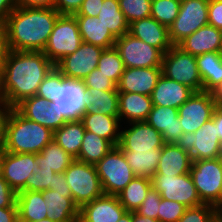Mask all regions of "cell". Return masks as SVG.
Listing matches in <instances>:
<instances>
[{
  "mask_svg": "<svg viewBox=\"0 0 222 222\" xmlns=\"http://www.w3.org/2000/svg\"><path fill=\"white\" fill-rule=\"evenodd\" d=\"M193 93L194 91L188 86L168 79L162 74L152 91L151 100L153 105L178 109Z\"/></svg>",
  "mask_w": 222,
  "mask_h": 222,
  "instance_id": "cell-25",
  "label": "cell"
},
{
  "mask_svg": "<svg viewBox=\"0 0 222 222\" xmlns=\"http://www.w3.org/2000/svg\"><path fill=\"white\" fill-rule=\"evenodd\" d=\"M105 195L116 196L135 177L121 149L114 146L95 164Z\"/></svg>",
  "mask_w": 222,
  "mask_h": 222,
  "instance_id": "cell-6",
  "label": "cell"
},
{
  "mask_svg": "<svg viewBox=\"0 0 222 222\" xmlns=\"http://www.w3.org/2000/svg\"><path fill=\"white\" fill-rule=\"evenodd\" d=\"M162 148L152 150H121L136 177L151 179L156 173Z\"/></svg>",
  "mask_w": 222,
  "mask_h": 222,
  "instance_id": "cell-31",
  "label": "cell"
},
{
  "mask_svg": "<svg viewBox=\"0 0 222 222\" xmlns=\"http://www.w3.org/2000/svg\"><path fill=\"white\" fill-rule=\"evenodd\" d=\"M53 140V132L10 108L4 123L3 151L38 154Z\"/></svg>",
  "mask_w": 222,
  "mask_h": 222,
  "instance_id": "cell-3",
  "label": "cell"
},
{
  "mask_svg": "<svg viewBox=\"0 0 222 222\" xmlns=\"http://www.w3.org/2000/svg\"><path fill=\"white\" fill-rule=\"evenodd\" d=\"M97 68L118 85L124 72L123 61L115 47L104 49L98 60Z\"/></svg>",
  "mask_w": 222,
  "mask_h": 222,
  "instance_id": "cell-39",
  "label": "cell"
},
{
  "mask_svg": "<svg viewBox=\"0 0 222 222\" xmlns=\"http://www.w3.org/2000/svg\"><path fill=\"white\" fill-rule=\"evenodd\" d=\"M186 209V206L177 201H169L161 198L158 220L160 222H177L184 215Z\"/></svg>",
  "mask_w": 222,
  "mask_h": 222,
  "instance_id": "cell-45",
  "label": "cell"
},
{
  "mask_svg": "<svg viewBox=\"0 0 222 222\" xmlns=\"http://www.w3.org/2000/svg\"><path fill=\"white\" fill-rule=\"evenodd\" d=\"M83 42L103 49L114 47L116 38L97 16H75Z\"/></svg>",
  "mask_w": 222,
  "mask_h": 222,
  "instance_id": "cell-29",
  "label": "cell"
},
{
  "mask_svg": "<svg viewBox=\"0 0 222 222\" xmlns=\"http://www.w3.org/2000/svg\"><path fill=\"white\" fill-rule=\"evenodd\" d=\"M114 145L92 132L85 131L82 146L76 160L95 165L99 162Z\"/></svg>",
  "mask_w": 222,
  "mask_h": 222,
  "instance_id": "cell-38",
  "label": "cell"
},
{
  "mask_svg": "<svg viewBox=\"0 0 222 222\" xmlns=\"http://www.w3.org/2000/svg\"><path fill=\"white\" fill-rule=\"evenodd\" d=\"M9 51L8 43H0V75L2 74L3 65Z\"/></svg>",
  "mask_w": 222,
  "mask_h": 222,
  "instance_id": "cell-59",
  "label": "cell"
},
{
  "mask_svg": "<svg viewBox=\"0 0 222 222\" xmlns=\"http://www.w3.org/2000/svg\"><path fill=\"white\" fill-rule=\"evenodd\" d=\"M63 174L79 209L104 195L95 165L75 159Z\"/></svg>",
  "mask_w": 222,
  "mask_h": 222,
  "instance_id": "cell-4",
  "label": "cell"
},
{
  "mask_svg": "<svg viewBox=\"0 0 222 222\" xmlns=\"http://www.w3.org/2000/svg\"><path fill=\"white\" fill-rule=\"evenodd\" d=\"M161 75L162 67L125 68L117 90L151 96Z\"/></svg>",
  "mask_w": 222,
  "mask_h": 222,
  "instance_id": "cell-19",
  "label": "cell"
},
{
  "mask_svg": "<svg viewBox=\"0 0 222 222\" xmlns=\"http://www.w3.org/2000/svg\"><path fill=\"white\" fill-rule=\"evenodd\" d=\"M216 222H222V206H218L216 209Z\"/></svg>",
  "mask_w": 222,
  "mask_h": 222,
  "instance_id": "cell-63",
  "label": "cell"
},
{
  "mask_svg": "<svg viewBox=\"0 0 222 222\" xmlns=\"http://www.w3.org/2000/svg\"><path fill=\"white\" fill-rule=\"evenodd\" d=\"M52 103L66 121L80 119L86 110V88L83 81L65 78L58 84V93Z\"/></svg>",
  "mask_w": 222,
  "mask_h": 222,
  "instance_id": "cell-15",
  "label": "cell"
},
{
  "mask_svg": "<svg viewBox=\"0 0 222 222\" xmlns=\"http://www.w3.org/2000/svg\"><path fill=\"white\" fill-rule=\"evenodd\" d=\"M19 222H55L54 220L48 219V218H44L42 220L39 221H19Z\"/></svg>",
  "mask_w": 222,
  "mask_h": 222,
  "instance_id": "cell-65",
  "label": "cell"
},
{
  "mask_svg": "<svg viewBox=\"0 0 222 222\" xmlns=\"http://www.w3.org/2000/svg\"><path fill=\"white\" fill-rule=\"evenodd\" d=\"M176 144L190 153L192 161L222 156V144L213 117L194 133H183Z\"/></svg>",
  "mask_w": 222,
  "mask_h": 222,
  "instance_id": "cell-9",
  "label": "cell"
},
{
  "mask_svg": "<svg viewBox=\"0 0 222 222\" xmlns=\"http://www.w3.org/2000/svg\"><path fill=\"white\" fill-rule=\"evenodd\" d=\"M202 91L211 92L222 82V52H208L196 56Z\"/></svg>",
  "mask_w": 222,
  "mask_h": 222,
  "instance_id": "cell-30",
  "label": "cell"
},
{
  "mask_svg": "<svg viewBox=\"0 0 222 222\" xmlns=\"http://www.w3.org/2000/svg\"><path fill=\"white\" fill-rule=\"evenodd\" d=\"M126 211L117 196L104 194L79 209V221L117 222Z\"/></svg>",
  "mask_w": 222,
  "mask_h": 222,
  "instance_id": "cell-20",
  "label": "cell"
},
{
  "mask_svg": "<svg viewBox=\"0 0 222 222\" xmlns=\"http://www.w3.org/2000/svg\"><path fill=\"white\" fill-rule=\"evenodd\" d=\"M84 0H55L54 8L61 15H74L77 13Z\"/></svg>",
  "mask_w": 222,
  "mask_h": 222,
  "instance_id": "cell-50",
  "label": "cell"
},
{
  "mask_svg": "<svg viewBox=\"0 0 222 222\" xmlns=\"http://www.w3.org/2000/svg\"><path fill=\"white\" fill-rule=\"evenodd\" d=\"M55 8L16 7L6 18L10 51H44L57 18Z\"/></svg>",
  "mask_w": 222,
  "mask_h": 222,
  "instance_id": "cell-2",
  "label": "cell"
},
{
  "mask_svg": "<svg viewBox=\"0 0 222 222\" xmlns=\"http://www.w3.org/2000/svg\"><path fill=\"white\" fill-rule=\"evenodd\" d=\"M80 120L86 131L109 140L114 146L118 145L122 125L119 116H109L103 113H83Z\"/></svg>",
  "mask_w": 222,
  "mask_h": 222,
  "instance_id": "cell-28",
  "label": "cell"
},
{
  "mask_svg": "<svg viewBox=\"0 0 222 222\" xmlns=\"http://www.w3.org/2000/svg\"><path fill=\"white\" fill-rule=\"evenodd\" d=\"M52 190L57 192H71L63 173H54Z\"/></svg>",
  "mask_w": 222,
  "mask_h": 222,
  "instance_id": "cell-55",
  "label": "cell"
},
{
  "mask_svg": "<svg viewBox=\"0 0 222 222\" xmlns=\"http://www.w3.org/2000/svg\"><path fill=\"white\" fill-rule=\"evenodd\" d=\"M84 113H103L109 116H118V90L105 91L95 88H86V110Z\"/></svg>",
  "mask_w": 222,
  "mask_h": 222,
  "instance_id": "cell-32",
  "label": "cell"
},
{
  "mask_svg": "<svg viewBox=\"0 0 222 222\" xmlns=\"http://www.w3.org/2000/svg\"><path fill=\"white\" fill-rule=\"evenodd\" d=\"M42 193L48 219L55 222L79 221V207L75 204L71 192L45 190Z\"/></svg>",
  "mask_w": 222,
  "mask_h": 222,
  "instance_id": "cell-24",
  "label": "cell"
},
{
  "mask_svg": "<svg viewBox=\"0 0 222 222\" xmlns=\"http://www.w3.org/2000/svg\"><path fill=\"white\" fill-rule=\"evenodd\" d=\"M55 0H17L18 7L54 8Z\"/></svg>",
  "mask_w": 222,
  "mask_h": 222,
  "instance_id": "cell-53",
  "label": "cell"
},
{
  "mask_svg": "<svg viewBox=\"0 0 222 222\" xmlns=\"http://www.w3.org/2000/svg\"><path fill=\"white\" fill-rule=\"evenodd\" d=\"M208 24L222 31V0H209Z\"/></svg>",
  "mask_w": 222,
  "mask_h": 222,
  "instance_id": "cell-48",
  "label": "cell"
},
{
  "mask_svg": "<svg viewBox=\"0 0 222 222\" xmlns=\"http://www.w3.org/2000/svg\"><path fill=\"white\" fill-rule=\"evenodd\" d=\"M83 43L74 15H60L55 22L43 53L56 65L74 53Z\"/></svg>",
  "mask_w": 222,
  "mask_h": 222,
  "instance_id": "cell-7",
  "label": "cell"
},
{
  "mask_svg": "<svg viewBox=\"0 0 222 222\" xmlns=\"http://www.w3.org/2000/svg\"><path fill=\"white\" fill-rule=\"evenodd\" d=\"M214 123L216 125V130L220 138V142L222 144V107L216 106L213 113Z\"/></svg>",
  "mask_w": 222,
  "mask_h": 222,
  "instance_id": "cell-57",
  "label": "cell"
},
{
  "mask_svg": "<svg viewBox=\"0 0 222 222\" xmlns=\"http://www.w3.org/2000/svg\"><path fill=\"white\" fill-rule=\"evenodd\" d=\"M190 175L203 203L222 206V156L192 161Z\"/></svg>",
  "mask_w": 222,
  "mask_h": 222,
  "instance_id": "cell-5",
  "label": "cell"
},
{
  "mask_svg": "<svg viewBox=\"0 0 222 222\" xmlns=\"http://www.w3.org/2000/svg\"><path fill=\"white\" fill-rule=\"evenodd\" d=\"M54 171L52 169H40L37 173H32L22 191H39L52 190L54 182Z\"/></svg>",
  "mask_w": 222,
  "mask_h": 222,
  "instance_id": "cell-44",
  "label": "cell"
},
{
  "mask_svg": "<svg viewBox=\"0 0 222 222\" xmlns=\"http://www.w3.org/2000/svg\"><path fill=\"white\" fill-rule=\"evenodd\" d=\"M177 46L195 57L208 52H222V31L208 24L200 27Z\"/></svg>",
  "mask_w": 222,
  "mask_h": 222,
  "instance_id": "cell-22",
  "label": "cell"
},
{
  "mask_svg": "<svg viewBox=\"0 0 222 222\" xmlns=\"http://www.w3.org/2000/svg\"><path fill=\"white\" fill-rule=\"evenodd\" d=\"M104 0H84L74 16H97Z\"/></svg>",
  "mask_w": 222,
  "mask_h": 222,
  "instance_id": "cell-51",
  "label": "cell"
},
{
  "mask_svg": "<svg viewBox=\"0 0 222 222\" xmlns=\"http://www.w3.org/2000/svg\"><path fill=\"white\" fill-rule=\"evenodd\" d=\"M10 107L0 97V145L3 143L4 138V123Z\"/></svg>",
  "mask_w": 222,
  "mask_h": 222,
  "instance_id": "cell-56",
  "label": "cell"
},
{
  "mask_svg": "<svg viewBox=\"0 0 222 222\" xmlns=\"http://www.w3.org/2000/svg\"><path fill=\"white\" fill-rule=\"evenodd\" d=\"M216 103L211 92H194L178 108V118L184 133H194L213 117Z\"/></svg>",
  "mask_w": 222,
  "mask_h": 222,
  "instance_id": "cell-13",
  "label": "cell"
},
{
  "mask_svg": "<svg viewBox=\"0 0 222 222\" xmlns=\"http://www.w3.org/2000/svg\"><path fill=\"white\" fill-rule=\"evenodd\" d=\"M55 65L43 51H9L0 75V97L10 108L37 94Z\"/></svg>",
  "mask_w": 222,
  "mask_h": 222,
  "instance_id": "cell-1",
  "label": "cell"
},
{
  "mask_svg": "<svg viewBox=\"0 0 222 222\" xmlns=\"http://www.w3.org/2000/svg\"><path fill=\"white\" fill-rule=\"evenodd\" d=\"M128 33L150 46L158 48L163 54L173 46L169 39L168 28L152 17L130 23Z\"/></svg>",
  "mask_w": 222,
  "mask_h": 222,
  "instance_id": "cell-21",
  "label": "cell"
},
{
  "mask_svg": "<svg viewBox=\"0 0 222 222\" xmlns=\"http://www.w3.org/2000/svg\"><path fill=\"white\" fill-rule=\"evenodd\" d=\"M151 181L161 198L177 201L187 208L203 204L190 173L179 176L154 174Z\"/></svg>",
  "mask_w": 222,
  "mask_h": 222,
  "instance_id": "cell-11",
  "label": "cell"
},
{
  "mask_svg": "<svg viewBox=\"0 0 222 222\" xmlns=\"http://www.w3.org/2000/svg\"><path fill=\"white\" fill-rule=\"evenodd\" d=\"M132 222H160V221L150 217L140 216L135 211H132Z\"/></svg>",
  "mask_w": 222,
  "mask_h": 222,
  "instance_id": "cell-60",
  "label": "cell"
},
{
  "mask_svg": "<svg viewBox=\"0 0 222 222\" xmlns=\"http://www.w3.org/2000/svg\"><path fill=\"white\" fill-rule=\"evenodd\" d=\"M16 7L17 0H0V19L6 20Z\"/></svg>",
  "mask_w": 222,
  "mask_h": 222,
  "instance_id": "cell-54",
  "label": "cell"
},
{
  "mask_svg": "<svg viewBox=\"0 0 222 222\" xmlns=\"http://www.w3.org/2000/svg\"><path fill=\"white\" fill-rule=\"evenodd\" d=\"M35 160L40 169H52L55 173H64L75 158L52 140L40 153L35 154Z\"/></svg>",
  "mask_w": 222,
  "mask_h": 222,
  "instance_id": "cell-35",
  "label": "cell"
},
{
  "mask_svg": "<svg viewBox=\"0 0 222 222\" xmlns=\"http://www.w3.org/2000/svg\"><path fill=\"white\" fill-rule=\"evenodd\" d=\"M117 222H132V211H126Z\"/></svg>",
  "mask_w": 222,
  "mask_h": 222,
  "instance_id": "cell-62",
  "label": "cell"
},
{
  "mask_svg": "<svg viewBox=\"0 0 222 222\" xmlns=\"http://www.w3.org/2000/svg\"><path fill=\"white\" fill-rule=\"evenodd\" d=\"M151 188V179L135 176L116 196L127 211H135L141 206Z\"/></svg>",
  "mask_w": 222,
  "mask_h": 222,
  "instance_id": "cell-37",
  "label": "cell"
},
{
  "mask_svg": "<svg viewBox=\"0 0 222 222\" xmlns=\"http://www.w3.org/2000/svg\"><path fill=\"white\" fill-rule=\"evenodd\" d=\"M216 209V206L205 203L188 207L177 222H216Z\"/></svg>",
  "mask_w": 222,
  "mask_h": 222,
  "instance_id": "cell-42",
  "label": "cell"
},
{
  "mask_svg": "<svg viewBox=\"0 0 222 222\" xmlns=\"http://www.w3.org/2000/svg\"><path fill=\"white\" fill-rule=\"evenodd\" d=\"M38 163L34 153H10L3 151L1 176L8 182L16 192L26 187L29 176L37 173Z\"/></svg>",
  "mask_w": 222,
  "mask_h": 222,
  "instance_id": "cell-17",
  "label": "cell"
},
{
  "mask_svg": "<svg viewBox=\"0 0 222 222\" xmlns=\"http://www.w3.org/2000/svg\"><path fill=\"white\" fill-rule=\"evenodd\" d=\"M211 94L216 105L222 107V82L211 91Z\"/></svg>",
  "mask_w": 222,
  "mask_h": 222,
  "instance_id": "cell-58",
  "label": "cell"
},
{
  "mask_svg": "<svg viewBox=\"0 0 222 222\" xmlns=\"http://www.w3.org/2000/svg\"><path fill=\"white\" fill-rule=\"evenodd\" d=\"M85 88H95L99 90H117V85L108 76L101 73L98 68H95L83 80Z\"/></svg>",
  "mask_w": 222,
  "mask_h": 222,
  "instance_id": "cell-47",
  "label": "cell"
},
{
  "mask_svg": "<svg viewBox=\"0 0 222 222\" xmlns=\"http://www.w3.org/2000/svg\"><path fill=\"white\" fill-rule=\"evenodd\" d=\"M181 0H152L151 17L169 28L180 10Z\"/></svg>",
  "mask_w": 222,
  "mask_h": 222,
  "instance_id": "cell-40",
  "label": "cell"
},
{
  "mask_svg": "<svg viewBox=\"0 0 222 222\" xmlns=\"http://www.w3.org/2000/svg\"><path fill=\"white\" fill-rule=\"evenodd\" d=\"M2 161H3V148L2 145H0V176L2 173Z\"/></svg>",
  "mask_w": 222,
  "mask_h": 222,
  "instance_id": "cell-64",
  "label": "cell"
},
{
  "mask_svg": "<svg viewBox=\"0 0 222 222\" xmlns=\"http://www.w3.org/2000/svg\"><path fill=\"white\" fill-rule=\"evenodd\" d=\"M125 68L161 67L163 53L144 41L126 33L114 44Z\"/></svg>",
  "mask_w": 222,
  "mask_h": 222,
  "instance_id": "cell-12",
  "label": "cell"
},
{
  "mask_svg": "<svg viewBox=\"0 0 222 222\" xmlns=\"http://www.w3.org/2000/svg\"><path fill=\"white\" fill-rule=\"evenodd\" d=\"M192 159L190 153L176 143H165L155 174L184 175L190 173Z\"/></svg>",
  "mask_w": 222,
  "mask_h": 222,
  "instance_id": "cell-27",
  "label": "cell"
},
{
  "mask_svg": "<svg viewBox=\"0 0 222 222\" xmlns=\"http://www.w3.org/2000/svg\"><path fill=\"white\" fill-rule=\"evenodd\" d=\"M162 74L191 88L194 92H202V80L198 72L196 57L173 45L162 60Z\"/></svg>",
  "mask_w": 222,
  "mask_h": 222,
  "instance_id": "cell-8",
  "label": "cell"
},
{
  "mask_svg": "<svg viewBox=\"0 0 222 222\" xmlns=\"http://www.w3.org/2000/svg\"><path fill=\"white\" fill-rule=\"evenodd\" d=\"M64 79L65 76L56 67H54L41 82L36 95L53 102L58 93V84H60Z\"/></svg>",
  "mask_w": 222,
  "mask_h": 222,
  "instance_id": "cell-43",
  "label": "cell"
},
{
  "mask_svg": "<svg viewBox=\"0 0 222 222\" xmlns=\"http://www.w3.org/2000/svg\"><path fill=\"white\" fill-rule=\"evenodd\" d=\"M17 206L19 221H39L47 218V207L45 206L42 192H18Z\"/></svg>",
  "mask_w": 222,
  "mask_h": 222,
  "instance_id": "cell-34",
  "label": "cell"
},
{
  "mask_svg": "<svg viewBox=\"0 0 222 222\" xmlns=\"http://www.w3.org/2000/svg\"><path fill=\"white\" fill-rule=\"evenodd\" d=\"M153 108L151 96L119 92V120L122 125L146 121Z\"/></svg>",
  "mask_w": 222,
  "mask_h": 222,
  "instance_id": "cell-26",
  "label": "cell"
},
{
  "mask_svg": "<svg viewBox=\"0 0 222 222\" xmlns=\"http://www.w3.org/2000/svg\"><path fill=\"white\" fill-rule=\"evenodd\" d=\"M0 43H8L6 39V20L0 19Z\"/></svg>",
  "mask_w": 222,
  "mask_h": 222,
  "instance_id": "cell-61",
  "label": "cell"
},
{
  "mask_svg": "<svg viewBox=\"0 0 222 222\" xmlns=\"http://www.w3.org/2000/svg\"><path fill=\"white\" fill-rule=\"evenodd\" d=\"M15 108L27 119L49 128L52 132L66 123V119L58 113L52 102L37 95L24 99Z\"/></svg>",
  "mask_w": 222,
  "mask_h": 222,
  "instance_id": "cell-18",
  "label": "cell"
},
{
  "mask_svg": "<svg viewBox=\"0 0 222 222\" xmlns=\"http://www.w3.org/2000/svg\"><path fill=\"white\" fill-rule=\"evenodd\" d=\"M120 10L128 24L151 17L152 0H118Z\"/></svg>",
  "mask_w": 222,
  "mask_h": 222,
  "instance_id": "cell-41",
  "label": "cell"
},
{
  "mask_svg": "<svg viewBox=\"0 0 222 222\" xmlns=\"http://www.w3.org/2000/svg\"><path fill=\"white\" fill-rule=\"evenodd\" d=\"M161 196L153 187L148 191L141 206L135 210L140 216H146L158 220V211Z\"/></svg>",
  "mask_w": 222,
  "mask_h": 222,
  "instance_id": "cell-46",
  "label": "cell"
},
{
  "mask_svg": "<svg viewBox=\"0 0 222 222\" xmlns=\"http://www.w3.org/2000/svg\"><path fill=\"white\" fill-rule=\"evenodd\" d=\"M0 222H19L17 202L12 207L0 208Z\"/></svg>",
  "mask_w": 222,
  "mask_h": 222,
  "instance_id": "cell-52",
  "label": "cell"
},
{
  "mask_svg": "<svg viewBox=\"0 0 222 222\" xmlns=\"http://www.w3.org/2000/svg\"><path fill=\"white\" fill-rule=\"evenodd\" d=\"M164 144L160 132L146 121H140L121 125L120 141L117 146L121 150L135 151L163 148Z\"/></svg>",
  "mask_w": 222,
  "mask_h": 222,
  "instance_id": "cell-16",
  "label": "cell"
},
{
  "mask_svg": "<svg viewBox=\"0 0 222 222\" xmlns=\"http://www.w3.org/2000/svg\"><path fill=\"white\" fill-rule=\"evenodd\" d=\"M103 48L83 42L72 54L65 56L55 67L69 80H83L95 68Z\"/></svg>",
  "mask_w": 222,
  "mask_h": 222,
  "instance_id": "cell-14",
  "label": "cell"
},
{
  "mask_svg": "<svg viewBox=\"0 0 222 222\" xmlns=\"http://www.w3.org/2000/svg\"><path fill=\"white\" fill-rule=\"evenodd\" d=\"M146 122L162 134L164 143H176L184 133L177 108L153 105Z\"/></svg>",
  "mask_w": 222,
  "mask_h": 222,
  "instance_id": "cell-23",
  "label": "cell"
},
{
  "mask_svg": "<svg viewBox=\"0 0 222 222\" xmlns=\"http://www.w3.org/2000/svg\"><path fill=\"white\" fill-rule=\"evenodd\" d=\"M97 17L115 38L129 32V24L120 10L118 0H104Z\"/></svg>",
  "mask_w": 222,
  "mask_h": 222,
  "instance_id": "cell-36",
  "label": "cell"
},
{
  "mask_svg": "<svg viewBox=\"0 0 222 222\" xmlns=\"http://www.w3.org/2000/svg\"><path fill=\"white\" fill-rule=\"evenodd\" d=\"M209 0H181L178 16L168 28L172 45H178L200 27L208 25Z\"/></svg>",
  "mask_w": 222,
  "mask_h": 222,
  "instance_id": "cell-10",
  "label": "cell"
},
{
  "mask_svg": "<svg viewBox=\"0 0 222 222\" xmlns=\"http://www.w3.org/2000/svg\"><path fill=\"white\" fill-rule=\"evenodd\" d=\"M85 131L80 119L69 120L53 132V140L76 159L82 146Z\"/></svg>",
  "mask_w": 222,
  "mask_h": 222,
  "instance_id": "cell-33",
  "label": "cell"
},
{
  "mask_svg": "<svg viewBox=\"0 0 222 222\" xmlns=\"http://www.w3.org/2000/svg\"><path fill=\"white\" fill-rule=\"evenodd\" d=\"M17 202V193L0 176V208L12 207Z\"/></svg>",
  "mask_w": 222,
  "mask_h": 222,
  "instance_id": "cell-49",
  "label": "cell"
}]
</instances>
